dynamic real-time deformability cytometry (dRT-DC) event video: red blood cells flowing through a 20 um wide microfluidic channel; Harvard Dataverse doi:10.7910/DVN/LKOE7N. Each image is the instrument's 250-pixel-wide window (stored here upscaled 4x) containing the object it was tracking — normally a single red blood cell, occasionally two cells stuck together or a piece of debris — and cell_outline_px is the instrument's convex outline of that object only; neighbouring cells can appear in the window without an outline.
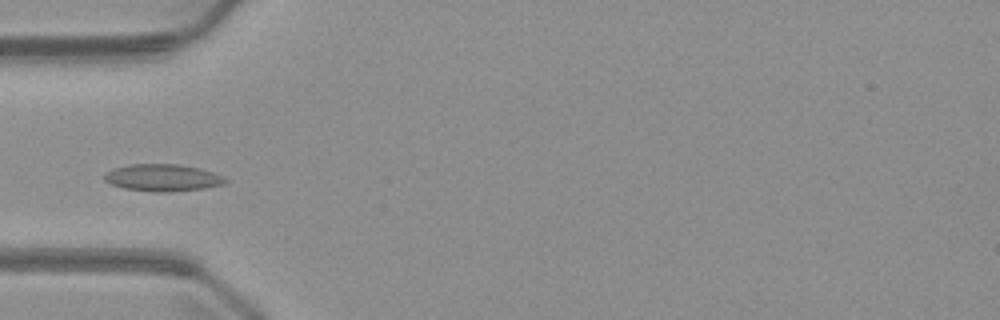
{"species": "common noctule bat (a hibernating species)", "species_latin": "Nyctalus noctula", "temperature_condition": "warm", "stored_images_in_passage": 5, "camera_frame_rate_fps": 3000, "um_per_image_px": 0.085, "animal": {"sex": "male", "body_mass_g": 23.1, "forearm_length_mm": 52.7}, "frame": {"image": 1, "passage_image": 4, "time_ms": 3.667, "image_size_px": [1000, 320], "cell_outline_px": [[228, 180], [224, 184], [204, 188], [168, 192], [156, 192], [124, 188], [112, 184], [104, 180], [104, 172], [112, 168], [128, 164], [180, 164], [200, 168], [224, 176]], "centroid_in_image_um": [13.81, 15.09], "position_along_channel_um": 71.2, "area_um2": 19.19}}
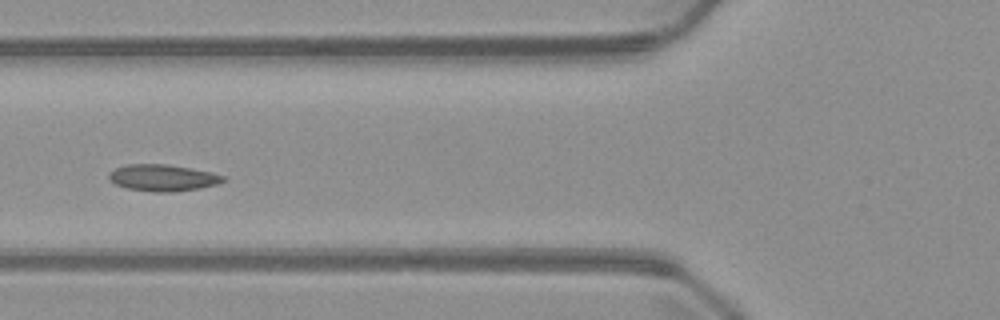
{"frame": {"image": 2, "passage_image": 5, "time_ms": 4.667, "image_size_px": [1000, 320], "cell_outline_px": [[228, 176], [224, 180], [216, 184], [200, 188], [172, 192], [152, 192], [124, 188], [108, 180], [108, 172], [116, 168], [128, 164], [168, 164], [192, 168], [212, 172]], "centroid_in_image_um": [13.82, 15.11], "position_along_channel_um": 112.0, "area_um2": 17.98}}